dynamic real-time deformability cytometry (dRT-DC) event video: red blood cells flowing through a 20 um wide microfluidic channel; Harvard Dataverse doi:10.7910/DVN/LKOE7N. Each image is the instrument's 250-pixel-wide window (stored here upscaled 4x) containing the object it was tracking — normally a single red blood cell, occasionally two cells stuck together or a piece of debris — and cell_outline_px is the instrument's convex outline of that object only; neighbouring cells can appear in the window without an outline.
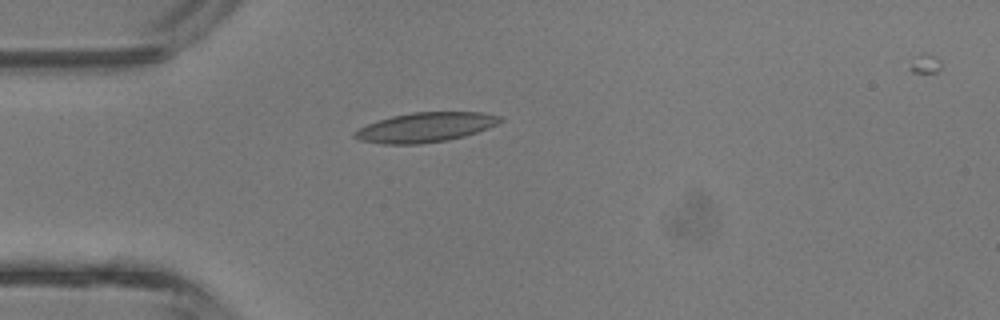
{"species": "common noctule bat (a hibernating species)", "species_latin": "Nyctalus noctula", "temperature_condition": "room temperature", "stored_images_in_passage": 26, "camera_frame_rate_fps": 3000, "um_per_image_px": 0.085, "animal": {"sex": "male", "body_mass_g": 13.3}, "frame": {"image": 1, "passage_image": 1, "time_ms": 0.0, "image_size_px": [1000, 320], "cell_outline_px": [[504, 120], [488, 128], [464, 136], [448, 140], [420, 144], [384, 144], [360, 140], [352, 136], [352, 132], [368, 124], [392, 116], [412, 112], [480, 112], [500, 116]], "centroid_in_image_um": [36.15, 10.82], "position_along_channel_um": 48.8, "area_um2": 24.97}}
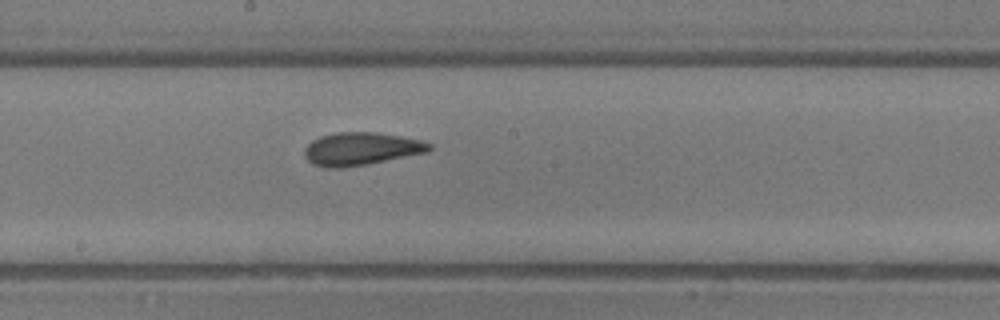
{"frame": {"image": 2, "passage_image": 12, "time_ms": 3.667, "image_size_px": [1000, 320], "cell_outline_px": [[432, 148], [428, 152], [368, 164], [344, 168], [328, 168], [312, 164], [304, 156], [304, 148], [312, 140], [320, 136], [340, 132], [376, 132], [400, 136], [420, 140], [432, 144]], "centroid_in_image_um": [30.68, 12.66], "position_along_channel_um": 217.5, "area_um2": 23.99}}
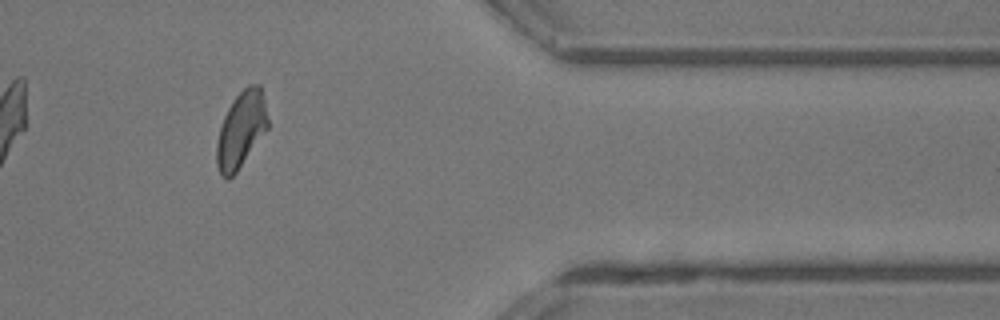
{"frame": {"image": 3, "passage_image": 24, "time_ms": 7.667, "image_size_px": [1000, 320], "cell_outline_px": [[268, 128], [236, 172], [228, 180], [220, 176], [216, 164], [216, 144], [220, 128], [224, 116], [232, 100], [248, 84], [260, 84], [264, 100], [268, 120]], "centroid_in_image_um": [20.47, 11.03], "position_along_channel_um": 390.9, "area_um2": 22.6}, "authors_computed_cell_mechanics": {"area_um2": 23.2645, "velocity_mm_per_s": 4.9513, "shape_relaxation_time_tau1_ms": 6.0903, "shape_relaxation_time_tau2_ms": 1.7126, "deformation_change_tau1": 0.1871, "deformation_change_tau2": 0.0747}}